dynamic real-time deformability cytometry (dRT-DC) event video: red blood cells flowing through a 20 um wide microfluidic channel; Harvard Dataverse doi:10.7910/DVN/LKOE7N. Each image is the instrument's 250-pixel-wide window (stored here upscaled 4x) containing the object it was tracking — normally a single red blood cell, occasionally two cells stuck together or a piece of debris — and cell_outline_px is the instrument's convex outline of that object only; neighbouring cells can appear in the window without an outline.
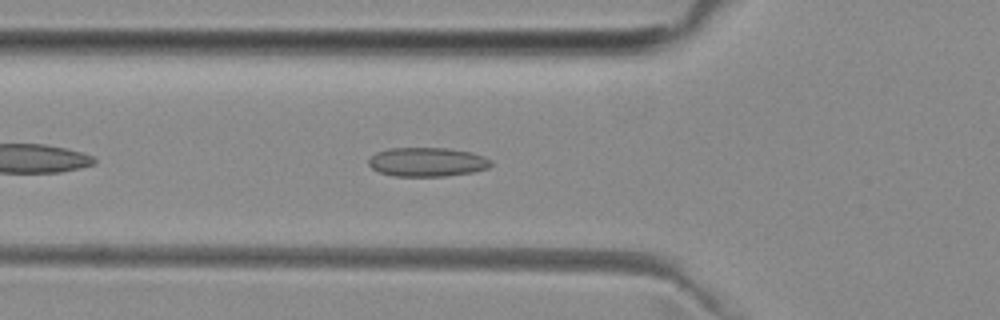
{"species": "common noctule bat (a hibernating species)", "species_latin": "Nyctalus noctula", "temperature_condition": "room temperature", "stored_images_in_passage": 40, "camera_frame_rate_fps": 3000, "um_per_image_px": 0.085, "animal": {"sex": "female", "body_mass_g": 29.2, "forearm_length_mm": 56.3}, "frame": {"image": 1, "passage_image": 6, "time_ms": 1.667, "image_size_px": [1000, 320], "cell_outline_px": [[492, 164], [488, 168], [472, 172], [444, 176], [392, 176], [380, 172], [372, 168], [368, 164], [368, 156], [376, 152], [388, 148], [448, 148], [472, 152], [484, 156], [492, 160]], "centroid_in_image_um": [36.29, 13.76], "position_along_channel_um": 89.5, "area_um2": 20.92}}
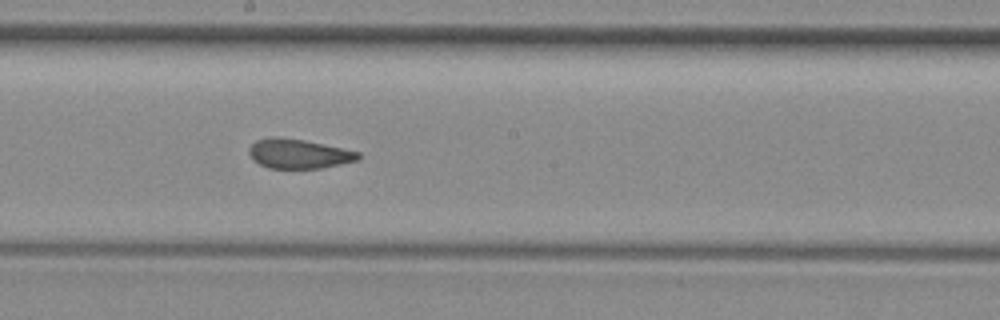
{"frame": {"image": 2, "passage_image": 16, "time_ms": 5.0, "image_size_px": [1000, 320], "cell_outline_px": [[360, 160], [320, 168], [268, 168], [252, 160], [248, 152], [248, 148], [256, 140], [272, 136], [276, 136], [304, 140], [360, 152]], "centroid_in_image_um": [25.36, 13.06], "position_along_channel_um": 222.8, "area_um2": 18.79}}
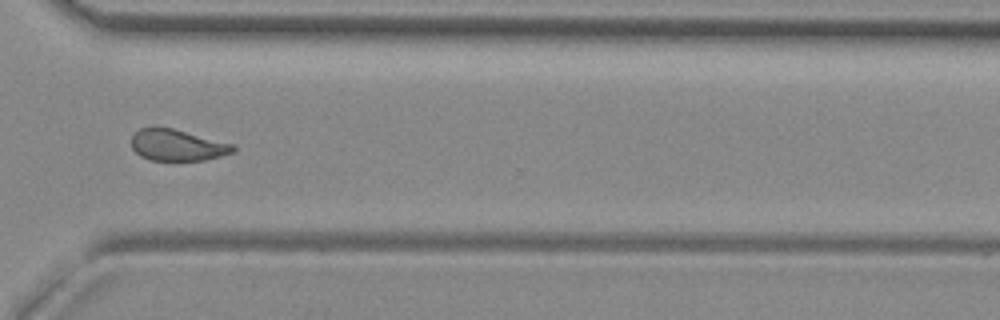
{"frame": {"image": 3, "passage_image": 26, "time_ms": 8.333, "image_size_px": [1000, 320], "cell_outline_px": [[236, 152], [204, 160], [152, 160], [140, 156], [132, 148], [132, 136], [140, 128], [172, 128], [236, 144]], "centroid_in_image_um": [15.13, 12.34], "position_along_channel_um": 355.5, "area_um2": 18.55}, "authors_computed_cell_mechanics": {"area_um2": 19.5075, "velocity_mm_per_s": 3.9856, "shape_relaxation_time_tau1_ms": null, "shape_relaxation_time_tau2_ms": 1.6543, "deformation_change_tau1": null, "deformation_change_tau2": 0.0774}}